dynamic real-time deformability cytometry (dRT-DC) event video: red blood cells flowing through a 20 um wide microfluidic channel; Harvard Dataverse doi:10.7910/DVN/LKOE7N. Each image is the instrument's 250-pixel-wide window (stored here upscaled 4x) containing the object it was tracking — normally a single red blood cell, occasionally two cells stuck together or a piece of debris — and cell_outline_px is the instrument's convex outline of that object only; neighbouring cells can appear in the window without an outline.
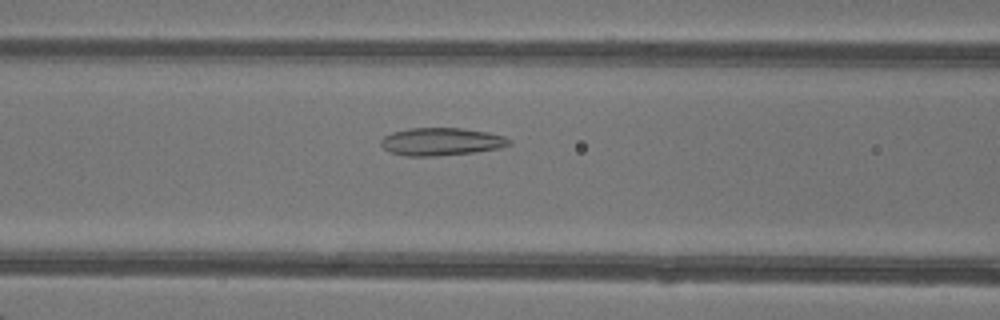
{"species": "common noctule bat (a hibernating species)", "species_latin": "Nyctalus noctula", "temperature_condition": "warm", "stored_images_in_passage": 47, "camera_frame_rate_fps": 3000, "um_per_image_px": 0.085, "animal": {"sex": "female"}, "frame": {"image": 1, "passage_image": 21, "time_ms": 6.667, "image_size_px": [1000, 320], "cell_outline_px": [[512, 144], [500, 148], [476, 152], [436, 156], [404, 156], [392, 152], [384, 148], [380, 144], [380, 140], [384, 136], [392, 132], [408, 128], [464, 128], [488, 132], [504, 136], [512, 140]], "centroid_in_image_um": [37.53, 12.04], "position_along_channel_um": 129.1, "area_um2": 20.92}}
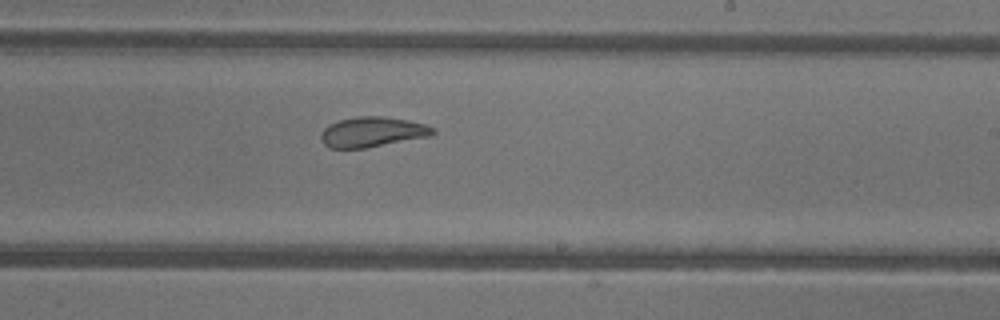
{"frame": {"image": 2, "passage_image": 30, "time_ms": 9.667, "image_size_px": [1000, 320], "cell_outline_px": [[436, 132], [432, 136], [368, 148], [328, 148], [320, 140], [320, 132], [328, 124], [340, 120], [356, 116], [384, 116], [408, 120], [424, 124], [436, 128]], "centroid_in_image_um": [31.66, 11.22], "position_along_channel_um": 257.3, "area_um2": 20.06}}
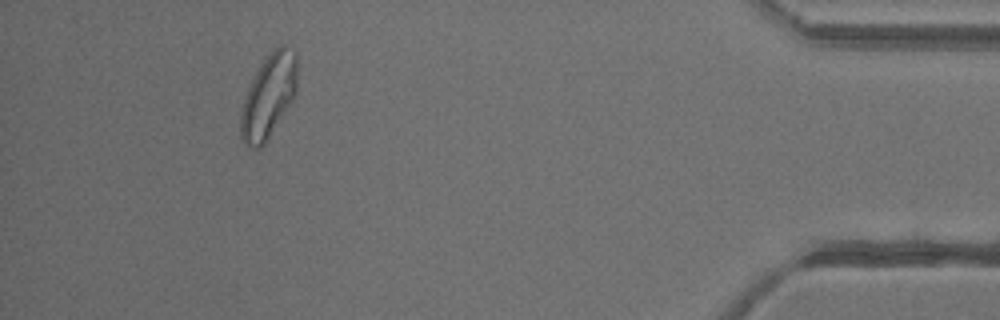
{"frame": {"image": 3, "passage_image": 45, "time_ms": 14.667, "image_size_px": [1000, 320], "cell_outline_px": [[296, 92], [292, 100], [264, 144], [260, 148], [248, 148], [240, 140], [240, 112], [244, 96], [264, 56], [280, 44], [284, 44], [296, 52]], "centroid_in_image_um": [22.79, 8.17], "position_along_channel_um": 412.4, "area_um2": 27.63}, "authors_computed_cell_mechanics": {"area_um2": 23.409, "velocity_mm_per_s": 4.2841, "shape_relaxation_time_tau1_ms": 9.3913, "shape_relaxation_time_tau2_ms": 0.9832, "deformation_change_tau1": 0.2281, "deformation_change_tau2": 0.0797}}